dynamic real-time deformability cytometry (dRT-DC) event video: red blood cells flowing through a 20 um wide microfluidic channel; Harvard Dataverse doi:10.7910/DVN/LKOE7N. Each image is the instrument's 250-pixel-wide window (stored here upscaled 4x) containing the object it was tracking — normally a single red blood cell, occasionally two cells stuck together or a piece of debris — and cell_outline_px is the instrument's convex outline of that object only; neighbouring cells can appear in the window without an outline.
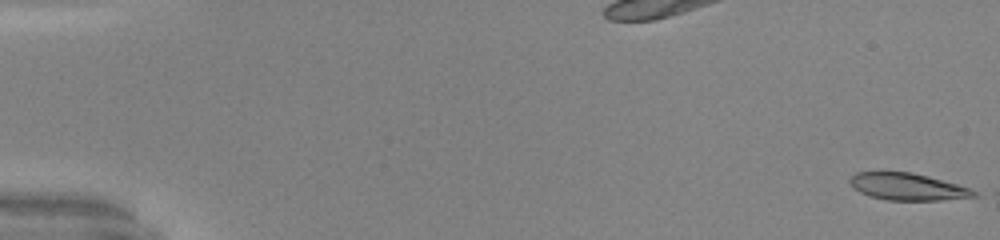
{"species": "common noctule bat (a hibernating species)", "species_latin": "Nyctalus noctula", "temperature_condition": "warm", "stored_images_in_passage": 48, "camera_frame_rate_fps": 3000, "um_per_image_px": 0.085, "animal": {"sex": "male", "body_mass_g": 20.0, "forearm_length_mm": 53.3}, "frame": {"image": 1, "passage_image": 1, "time_ms": 0.0, "image_size_px": [1000, 240], "cell_outline_px": [[980, 196], [940, 200], [888, 200], [868, 196], [860, 192], [848, 180], [856, 172], [884, 168], [912, 172], [928, 176], [956, 184], [968, 188], [976, 192]], "centroid_in_image_um": [77.06, 15.82], "position_along_channel_um": 7.9, "area_um2": 20.11}}
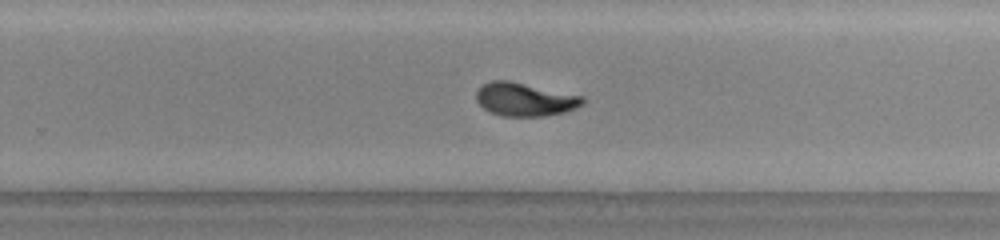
{"frame": {"image": 2, "passage_image": 34, "time_ms": 11.0, "image_size_px": [1000, 240], "cell_outline_px": [[584, 104], [576, 108], [564, 112], [544, 116], [500, 116], [484, 108], [476, 100], [476, 92], [484, 84], [492, 80], [508, 80], [584, 96]], "centroid_in_image_um": [44.63, 8.45], "position_along_channel_um": 285.2, "area_um2": 20.58}}
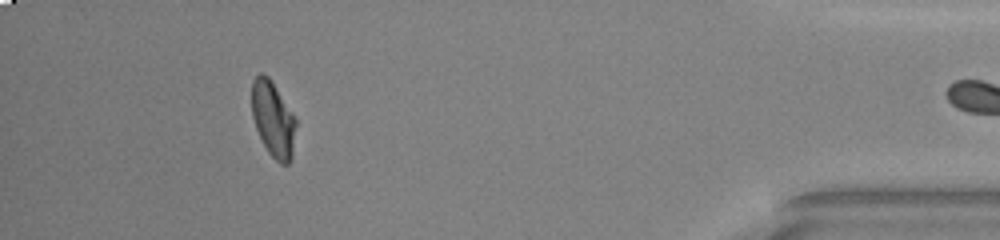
{"frame": {"image": 3, "passage_image": 47, "time_ms": 15.333, "image_size_px": [1000, 240], "cell_outline_px": [[296, 124], [292, 160], [288, 164], [280, 164], [268, 152], [256, 128], [252, 116], [252, 80], [260, 72], [264, 72], [268, 76], [276, 88], [296, 120]], "centroid_in_image_um": [23.21, 10.14], "position_along_channel_um": 412.0, "area_um2": 19.25}}